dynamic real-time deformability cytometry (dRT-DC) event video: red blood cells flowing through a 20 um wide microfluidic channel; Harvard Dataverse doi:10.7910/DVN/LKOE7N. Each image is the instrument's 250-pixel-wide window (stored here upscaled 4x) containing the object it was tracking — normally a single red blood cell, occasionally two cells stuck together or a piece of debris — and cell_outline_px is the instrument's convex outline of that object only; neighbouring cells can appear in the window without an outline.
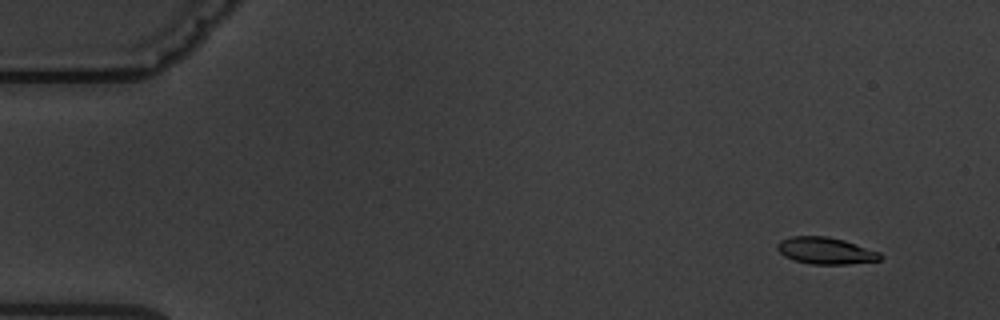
{"species": "common noctule bat (a hibernating species)", "species_latin": "Nyctalus noctula", "temperature_condition": "warm", "stored_images_in_passage": 4, "camera_frame_rate_fps": 3000, "um_per_image_px": 0.085, "animal": {"sex": "male", "body_mass_g": 19.5, "forearm_length_mm": 54.6}, "frame": {"image": 1, "passage_image": 2, "time_ms": 1.333, "image_size_px": [1000, 320], "cell_outline_px": [[884, 256], [880, 260], [848, 264], [812, 264], [796, 260], [784, 256], [776, 248], [776, 244], [780, 240], [792, 236], [828, 236], [844, 240], [880, 252]], "centroid_in_image_um": [70.18, 21.3], "position_along_channel_um": 14.8, "area_um2": 16.07}}